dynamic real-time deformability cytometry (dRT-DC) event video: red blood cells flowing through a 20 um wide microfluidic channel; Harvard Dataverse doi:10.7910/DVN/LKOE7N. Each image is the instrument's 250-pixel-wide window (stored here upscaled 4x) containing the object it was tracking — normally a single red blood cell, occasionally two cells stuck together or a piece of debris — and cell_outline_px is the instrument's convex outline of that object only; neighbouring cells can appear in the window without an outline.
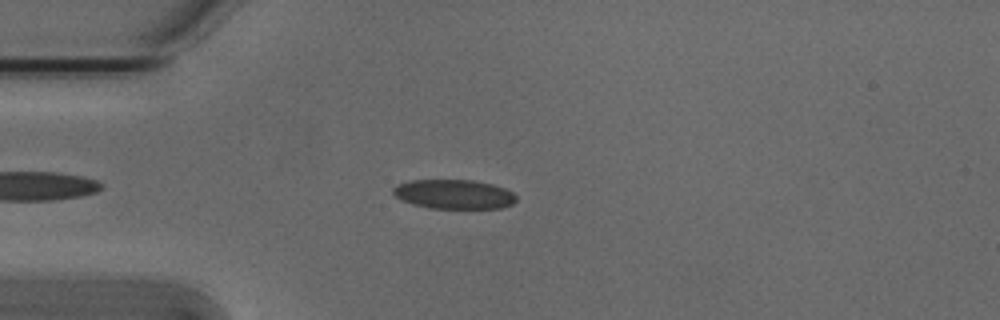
{"species": "Egyptian fruit bat (a non-hibernating species)", "species_latin": "Rousettus aegyptiacus", "temperature_condition": "cold", "stored_images_in_passage": 46, "camera_frame_rate_fps": 3000, "um_per_image_px": 0.085, "animal": {"sex": "male"}, "frame": {"image": 1, "passage_image": 7, "time_ms": 2.0, "image_size_px": [1000, 320], "cell_outline_px": [[516, 200], [512, 204], [500, 208], [432, 208], [412, 204], [400, 200], [392, 192], [392, 188], [396, 184], [412, 180], [472, 180], [492, 184], [504, 188], [512, 192], [516, 196]], "centroid_in_image_um": [38.55, 16.5], "position_along_channel_um": 46.4, "area_um2": 21.04}}
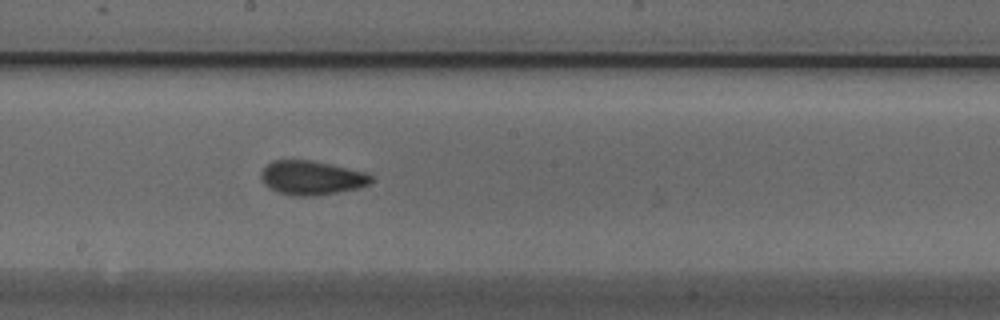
{"frame": {"image": 2, "passage_image": 22, "time_ms": 7.0, "image_size_px": [1000, 320], "cell_outline_px": [[372, 180], [368, 184], [356, 188], [316, 196], [292, 196], [268, 188], [264, 184], [260, 176], [260, 172], [272, 160], [312, 160], [364, 172], [372, 176]], "centroid_in_image_um": [26.43, 15.11], "position_along_channel_um": 221.8, "area_um2": 21.68}}
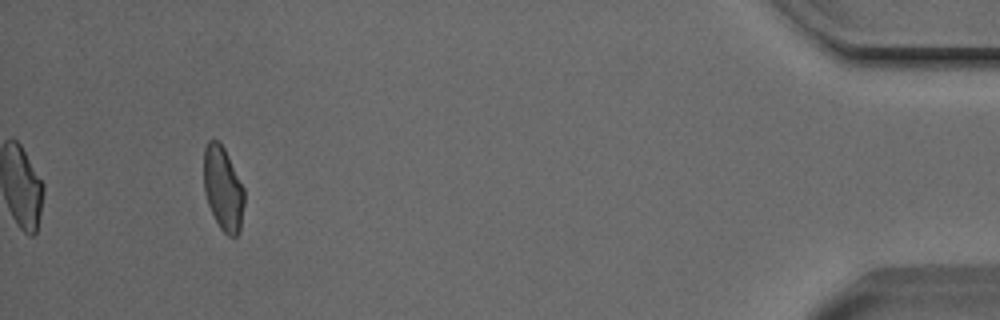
{"frame": {"image": 3, "passage_image": 43, "time_ms": 14.0, "image_size_px": [1000, 320], "cell_outline_px": [[244, 204], [240, 232], [236, 236], [228, 236], [220, 228], [208, 204], [204, 192], [204, 148], [208, 140], [220, 140], [244, 188]], "centroid_in_image_um": [18.96, 16.02], "position_along_channel_um": 416.2, "area_um2": 19.83}, "authors_computed_cell_mechanics": {"area_um2": 21.0103, "velocity_mm_per_s": 3.8281, "shape_relaxation_time_tau1_ms": 5.789, "shape_relaxation_time_tau2_ms": 1.1964, "deformation_change_tau1": 0.1343, "deformation_change_tau2": 0.0576}}